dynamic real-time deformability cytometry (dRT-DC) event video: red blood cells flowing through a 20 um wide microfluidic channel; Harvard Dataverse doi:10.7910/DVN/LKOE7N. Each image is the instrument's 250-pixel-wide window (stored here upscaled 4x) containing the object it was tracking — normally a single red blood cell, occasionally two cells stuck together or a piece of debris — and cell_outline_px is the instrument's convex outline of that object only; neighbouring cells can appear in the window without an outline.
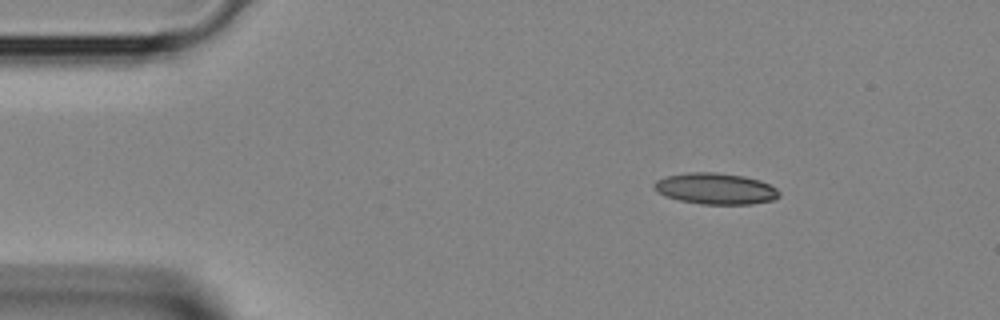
{"species": "Egyptian fruit bat (a non-hibernating species)", "species_latin": "Rousettus aegyptiacus", "temperature_condition": "room temperature", "stored_images_in_passage": 3, "segment_of_instrument_passage": [1, 2], "camera_frame_rate_fps": 3000, "um_per_image_px": 0.085, "animal": {"sex": "female"}, "frame": {"image": 1, "passage_image": 1, "time_ms": 0.0, "image_size_px": [1000, 320], "cell_outline_px": [[780, 196], [772, 200], [752, 204], [700, 204], [680, 200], [664, 196], [652, 188], [652, 184], [656, 180], [668, 176], [688, 172], [716, 172], [744, 176], [760, 180], [776, 188], [780, 192]], "centroid_in_image_um": [60.8, 16.03], "position_along_channel_um": 24.2, "area_um2": 22.83}}